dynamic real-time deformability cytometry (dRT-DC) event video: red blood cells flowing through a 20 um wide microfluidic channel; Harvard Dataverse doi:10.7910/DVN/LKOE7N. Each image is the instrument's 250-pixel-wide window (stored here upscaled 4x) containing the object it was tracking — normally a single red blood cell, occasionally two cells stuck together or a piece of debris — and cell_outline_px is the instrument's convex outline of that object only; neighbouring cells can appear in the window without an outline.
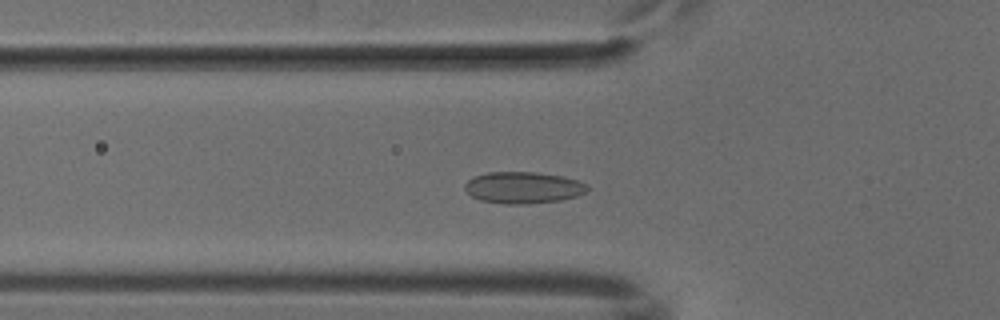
{"species": "common noctule bat (a hibernating species)", "species_latin": "Nyctalus noctula", "temperature_condition": "cold", "stored_images_in_passage": 51, "camera_frame_rate_fps": 3000, "um_per_image_px": 0.085, "animal": {"sex": "male", "body_mass_g": 18.8}, "frame": {"image": 1, "passage_image": 17, "time_ms": 5.333, "image_size_px": [1000, 320], "cell_outline_px": [[588, 188], [584, 192], [576, 196], [560, 200], [528, 204], [504, 204], [480, 200], [472, 196], [464, 188], [464, 184], [468, 180], [476, 176], [488, 172], [536, 172], [564, 176], [588, 184]], "centroid_in_image_um": [44.47, 15.94], "position_along_channel_um": 81.3, "area_um2": 22.54}}
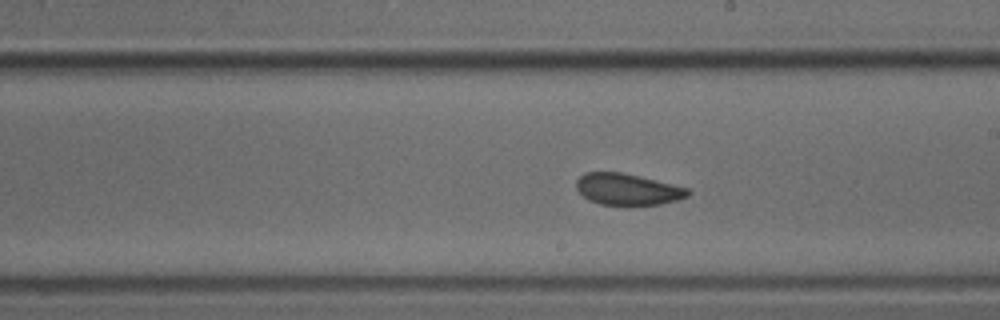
{"frame": {"image": 2, "passage_image": 29, "time_ms": 9.333, "image_size_px": [1000, 320], "cell_outline_px": [[692, 192], [688, 196], [676, 200], [660, 204], [600, 204], [588, 200], [576, 188], [576, 180], [584, 172], [620, 172], [688, 188]], "centroid_in_image_um": [53.31, 16.08], "position_along_channel_um": 235.7, "area_um2": 20.06}}
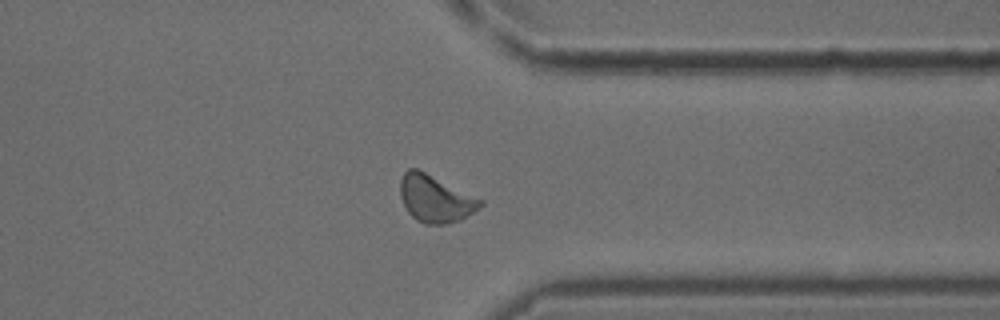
{"frame": {"image": 3, "passage_image": 40, "time_ms": 13.0, "image_size_px": [1000, 320], "cell_outline_px": [[484, 204], [460, 220], [448, 224], [424, 224], [416, 220], [408, 212], [400, 196], [400, 180], [404, 172], [408, 168], [416, 168], [484, 200]], "centroid_in_image_um": [36.99, 16.9], "position_along_channel_um": 374.4, "area_um2": 21.85}}